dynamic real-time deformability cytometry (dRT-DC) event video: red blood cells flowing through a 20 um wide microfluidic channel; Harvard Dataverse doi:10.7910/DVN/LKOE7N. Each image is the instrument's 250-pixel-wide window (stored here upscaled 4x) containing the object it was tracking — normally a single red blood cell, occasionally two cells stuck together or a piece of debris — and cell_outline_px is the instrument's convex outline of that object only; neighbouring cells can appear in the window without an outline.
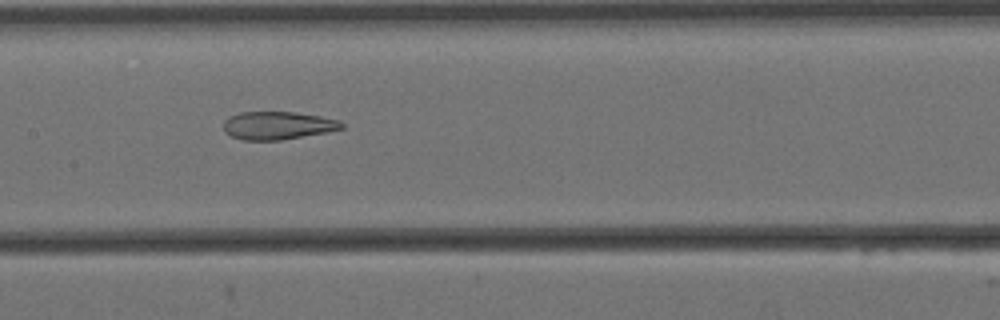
{"species": "Egyptian fruit bat (a non-hibernating species)", "species_latin": "Rousettus aegyptiacus", "temperature_condition": "cold", "stored_images_in_passage": 9, "camera_frame_rate_fps": 3000, "um_per_image_px": 0.085, "animal": {"sex": "female"}, "frame": {"image": 1, "passage_image": 7, "time_ms": 2.0, "image_size_px": [1000, 320], "cell_outline_px": [[344, 128], [328, 132], [280, 140], [240, 140], [224, 132], [224, 120], [228, 116], [240, 112], [296, 112], [320, 116], [340, 120], [344, 124]], "centroid_in_image_um": [23.6, 10.66], "position_along_channel_um": 183.8, "area_um2": 19.42}}
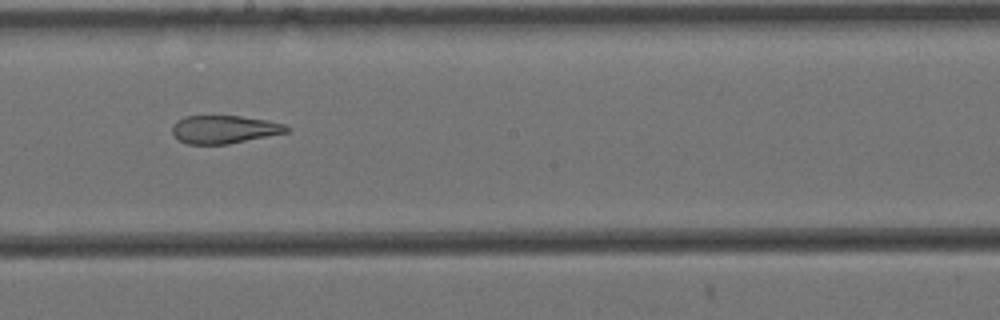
{"frame": {"image": 2, "passage_image": 8, "time_ms": 2.333, "image_size_px": [1000, 320], "cell_outline_px": [[288, 132], [228, 144], [188, 144], [180, 140], [172, 132], [172, 124], [176, 120], [184, 116], [240, 116], [264, 120], [284, 124], [288, 128]], "centroid_in_image_um": [19.01, 10.99], "position_along_channel_um": 229.2, "area_um2": 18.5}}
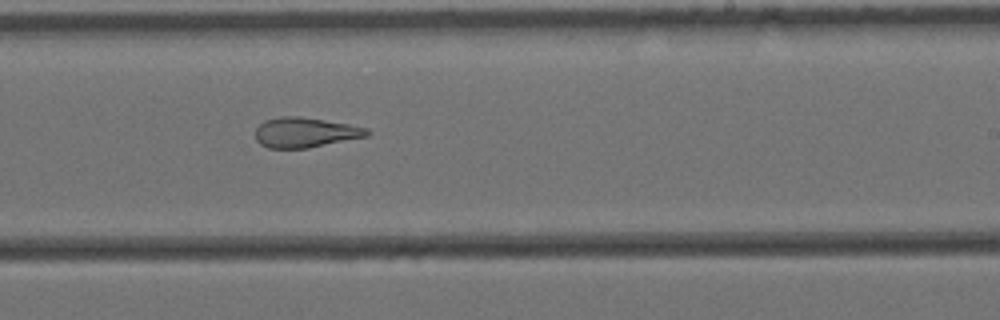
{"frame": {"image": 3, "passage_image": 9, "time_ms": 2.667, "image_size_px": [1000, 320], "cell_outline_px": [[372, 132], [368, 136], [308, 148], [268, 148], [260, 144], [256, 140], [256, 128], [264, 120], [280, 116], [300, 116], [348, 124], [368, 128]], "centroid_in_image_um": [25.94, 11.25], "position_along_channel_um": 263.1, "area_um2": 19.59}}